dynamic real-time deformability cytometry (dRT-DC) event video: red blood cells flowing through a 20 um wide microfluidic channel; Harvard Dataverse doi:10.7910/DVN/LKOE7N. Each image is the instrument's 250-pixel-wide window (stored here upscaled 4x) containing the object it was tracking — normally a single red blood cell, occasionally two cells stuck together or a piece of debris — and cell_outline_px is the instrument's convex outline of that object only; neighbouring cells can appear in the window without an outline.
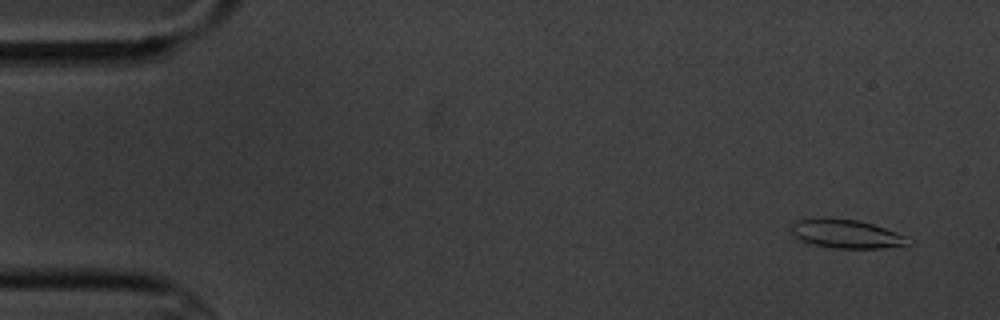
{"species": "common noctule bat (a hibernating species)", "species_latin": "Nyctalus noctula", "temperature_condition": "cold", "stored_images_in_passage": 5, "camera_frame_rate_fps": 3000, "um_per_image_px": 0.085, "animal": {"sex": "male", "body_mass_g": 20.1, "forearm_length_mm": 53.5}, "frame": {"image": 1, "passage_image": 2, "time_ms": 1.0, "image_size_px": [1000, 320], "cell_outline_px": [[912, 244], [880, 248], [832, 248], [812, 244], [800, 240], [792, 236], [788, 224], [796, 220], [820, 216], [824, 216], [860, 220], [908, 236]], "centroid_in_image_um": [71.84, 19.85], "position_along_channel_um": 13.2, "area_um2": 20.23}}